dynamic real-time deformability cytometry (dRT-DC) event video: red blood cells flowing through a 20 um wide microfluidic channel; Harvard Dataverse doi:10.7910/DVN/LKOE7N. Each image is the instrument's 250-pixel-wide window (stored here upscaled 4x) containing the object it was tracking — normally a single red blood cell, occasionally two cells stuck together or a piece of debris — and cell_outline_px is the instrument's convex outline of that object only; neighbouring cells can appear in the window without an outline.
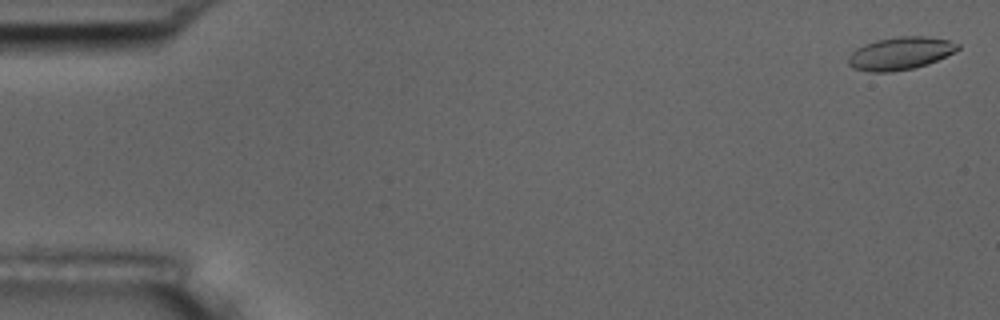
{"species": "common noctule bat (a hibernating species)", "species_latin": "Nyctalus noctula", "temperature_condition": "room temperature", "stored_images_in_passage": 11, "camera_frame_rate_fps": 3000, "um_per_image_px": 0.085, "animal": {"sex": "male", "body_mass_g": 17.5, "forearm_length_mm": 52.3}, "frame": {"image": 1, "passage_image": 1, "time_ms": 0.0, "image_size_px": [1000, 320], "cell_outline_px": [[960, 48], [928, 64], [912, 68], [892, 72], [868, 72], [852, 68], [848, 64], [848, 56], [856, 48], [864, 44], [876, 40], [900, 36], [924, 36], [948, 40], [960, 44]], "centroid_in_image_um": [76.47, 4.54], "position_along_channel_um": 8.5, "area_um2": 20.81}}
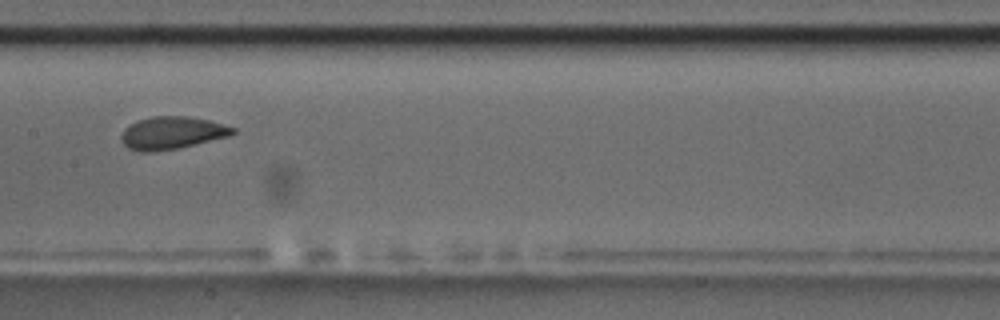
{"frame": {"image": 2, "passage_image": 8, "time_ms": 9.0, "image_size_px": [1000, 320], "cell_outline_px": [[236, 132], [228, 136], [176, 148], [152, 152], [140, 152], [128, 148], [120, 140], [120, 136], [124, 128], [136, 120], [152, 116], [188, 116], [208, 120], [236, 128]], "centroid_in_image_um": [14.56, 11.28], "position_along_channel_um": 192.8, "area_um2": 21.1}}
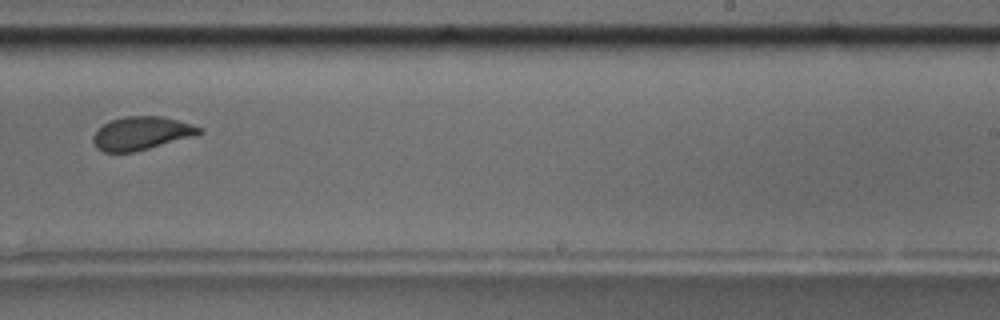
{"frame": {"image": 3, "passage_image": 10, "time_ms": 11.333, "image_size_px": [1000, 320], "cell_outline_px": [[204, 132], [148, 148], [132, 152], [104, 152], [96, 148], [92, 140], [92, 136], [104, 124], [112, 120], [124, 116], [164, 116], [192, 124], [204, 128]], "centroid_in_image_um": [12.01, 11.31], "position_along_channel_um": 277.0, "area_um2": 20.29}}